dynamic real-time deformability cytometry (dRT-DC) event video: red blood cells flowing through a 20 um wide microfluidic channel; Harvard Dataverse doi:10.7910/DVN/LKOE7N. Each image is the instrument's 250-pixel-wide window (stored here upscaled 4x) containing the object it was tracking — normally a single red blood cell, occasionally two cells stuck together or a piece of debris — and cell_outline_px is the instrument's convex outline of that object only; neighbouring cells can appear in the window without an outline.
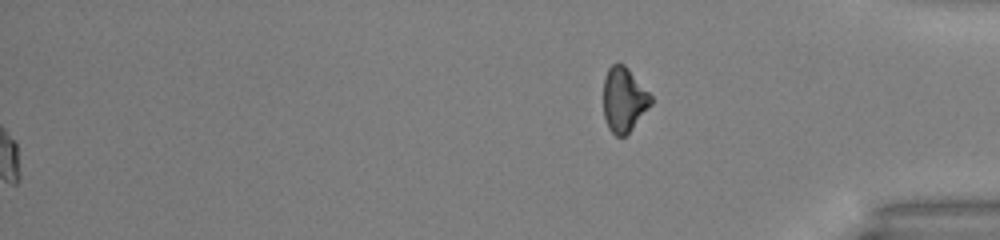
{"species": "common noctule bat (a hibernating species)", "species_latin": "Nyctalus noctula", "temperature_condition": "warm", "stored_images_in_passage": 44, "segment_of_instrument_passage": [2, 2], "camera_frame_rate_fps": 3000, "um_per_image_px": 0.085, "animal": {"sex": "male", "body_mass_g": 13.0, "forearm_length_mm": 53.1}, "frame": {"image": 1, "passage_image": 44, "time_ms": 14.333, "image_size_px": [1000, 240], "cell_outline_px": [[652, 104], [632, 128], [624, 136], [616, 136], [608, 128], [604, 116], [604, 76], [608, 68], [616, 60], [624, 64], [628, 68], [652, 96]], "centroid_in_image_um": [53.02, 8.43], "position_along_channel_um": 382.2, "area_um2": 17.92}}